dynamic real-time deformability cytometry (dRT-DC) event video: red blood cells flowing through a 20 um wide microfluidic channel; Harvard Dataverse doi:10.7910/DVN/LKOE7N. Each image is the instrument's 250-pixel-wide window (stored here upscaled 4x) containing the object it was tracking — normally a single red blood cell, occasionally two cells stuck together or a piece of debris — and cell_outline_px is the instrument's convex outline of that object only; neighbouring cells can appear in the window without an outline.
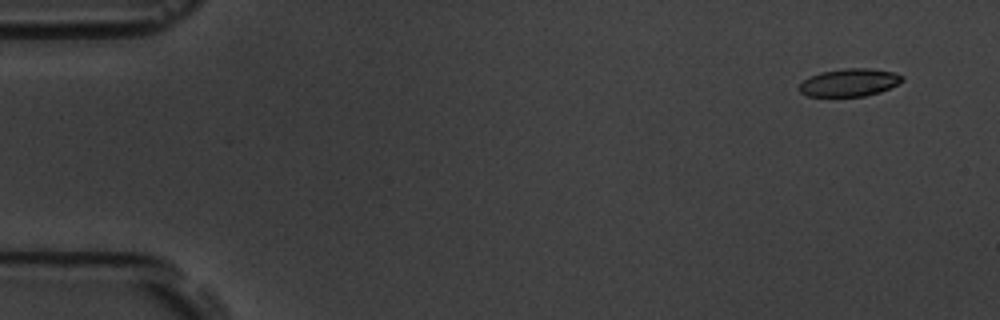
{"species": "common noctule bat (a hibernating species)", "species_latin": "Nyctalus noctula", "temperature_condition": "room temperature", "stored_images_in_passage": 3, "camera_frame_rate_fps": 3000, "um_per_image_px": 0.085, "animal": {"sex": "male", "body_mass_g": 19.5, "forearm_length_mm": 54.6}, "frame": {"image": 1, "passage_image": 3, "time_ms": 2.333, "image_size_px": [1000, 320], "cell_outline_px": [[904, 80], [880, 92], [864, 96], [808, 96], [800, 92], [796, 88], [804, 80], [820, 72], [848, 68], [868, 68], [896, 72], [904, 76]], "centroid_in_image_um": [72.2, 7.01], "position_along_channel_um": 12.8, "area_um2": 16.59}}